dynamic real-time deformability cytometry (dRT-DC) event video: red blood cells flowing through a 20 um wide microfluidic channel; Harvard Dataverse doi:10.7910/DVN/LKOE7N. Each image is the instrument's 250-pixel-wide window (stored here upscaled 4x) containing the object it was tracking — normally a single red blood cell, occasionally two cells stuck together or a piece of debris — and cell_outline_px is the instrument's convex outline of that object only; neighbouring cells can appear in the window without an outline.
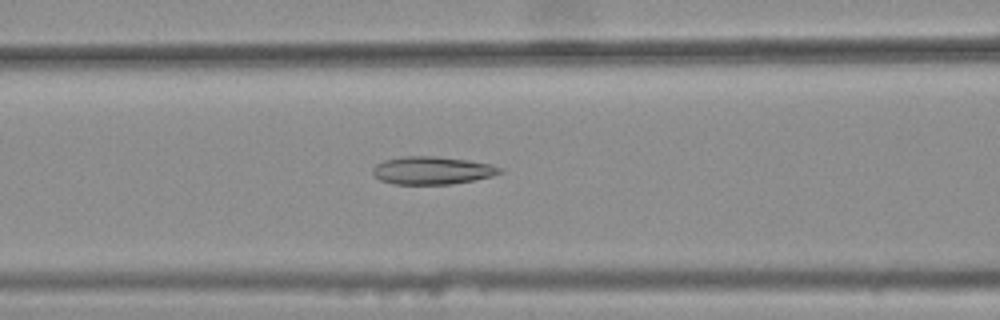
{"species": "common noctule bat (a hibernating species)", "species_latin": "Nyctalus noctula", "temperature_condition": "warm", "stored_images_in_passage": 40, "camera_frame_rate_fps": 3000, "um_per_image_px": 0.085, "animal": {"sex": "female", "body_mass_g": 25.1}, "frame": {"image": 1, "passage_image": 19, "time_ms": 6.0, "image_size_px": [1000, 320], "cell_outline_px": [[504, 172], [492, 176], [472, 180], [448, 184], [392, 184], [380, 180], [372, 172], [372, 168], [376, 164], [384, 160], [404, 156], [436, 156], [468, 160], [492, 164], [504, 168]], "centroid_in_image_um": [36.75, 14.48], "position_along_channel_um": 129.8, "area_um2": 20.69}}
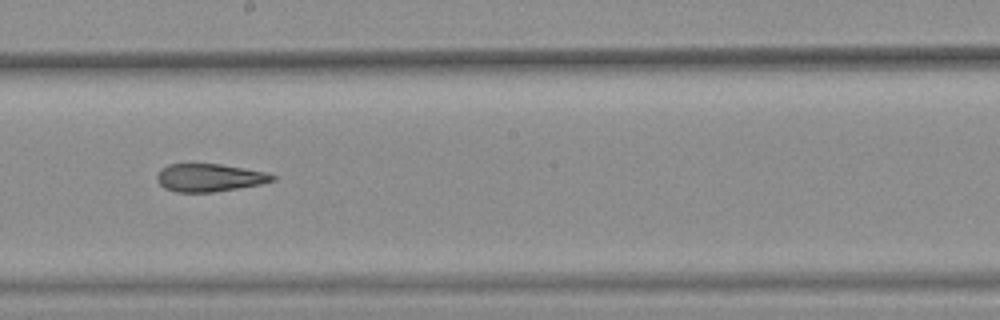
{"frame": {"image": 2, "passage_image": 27, "time_ms": 8.667, "image_size_px": [1000, 320], "cell_outline_px": [[276, 180], [260, 184], [212, 192], [176, 192], [164, 188], [156, 180], [156, 176], [160, 168], [168, 164], [220, 164], [268, 172], [276, 176]], "centroid_in_image_um": [17.78, 15.09], "position_along_channel_um": 230.4, "area_um2": 18.79}}
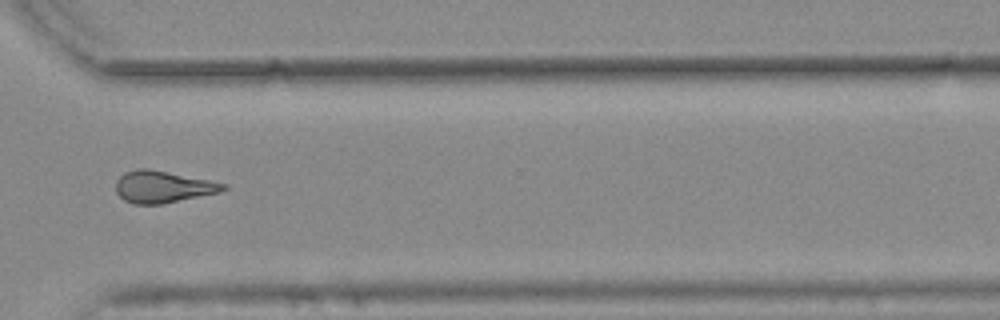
{"frame": {"image": 3, "passage_image": 37, "time_ms": 12.0, "image_size_px": [1000, 320], "cell_outline_px": [[228, 188], [220, 192], [160, 204], [132, 204], [124, 200], [116, 192], [116, 180], [124, 172], [136, 168], [148, 168], [228, 184]], "centroid_in_image_um": [13.81, 15.87], "position_along_channel_um": 356.8, "area_um2": 19.88}, "authors_computed_cell_mechanics": {"area_um2": 20.1144, "velocity_mm_per_s": 3.7772, "shape_relaxation_time_tau1_ms": null, "shape_relaxation_time_tau2_ms": 4.1064, "deformation_change_tau1": null, "deformation_change_tau2": 0.1476}}